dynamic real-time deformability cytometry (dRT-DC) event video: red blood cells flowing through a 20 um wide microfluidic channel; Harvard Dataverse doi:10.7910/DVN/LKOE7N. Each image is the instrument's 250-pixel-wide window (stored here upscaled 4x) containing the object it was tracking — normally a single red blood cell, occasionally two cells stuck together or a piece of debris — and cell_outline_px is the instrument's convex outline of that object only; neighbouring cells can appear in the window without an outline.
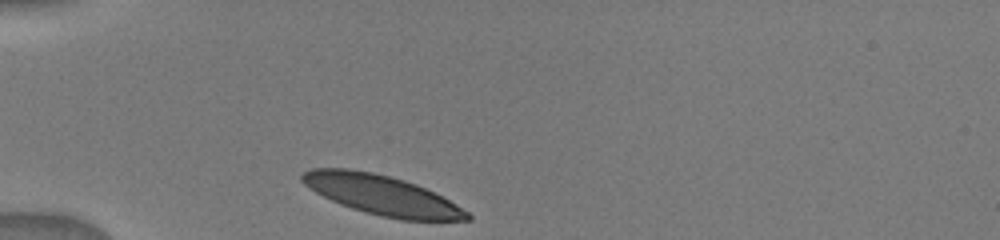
{"species": "human", "species_latin": "Homo sapiens", "temperature_condition": "warm", "stored_images_in_passage": 12, "camera_frame_rate_fps": 3000, "um_per_image_px": 0.085, "donor": {"sex": "male"}, "frame": {"image": 1, "passage_image": 1, "time_ms": 0.0, "image_size_px": [1000, 240], "cell_outline_px": [[472, 220], [400, 220], [380, 216], [352, 208], [340, 204], [308, 188], [300, 180], [300, 176], [304, 172], [312, 168], [348, 168], [372, 172], [404, 180], [416, 184], [456, 204], [468, 212], [472, 216]], "centroid_in_image_um": [32.43, 16.58], "position_along_channel_um": 52.6, "area_um2": 37.86}}
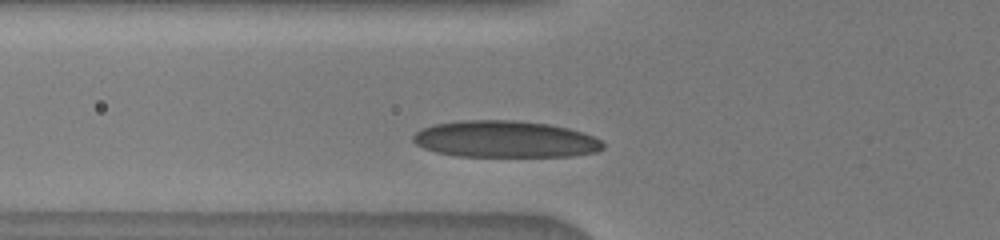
{"frame": {"image": 2, "passage_image": 4, "time_ms": 1.333, "image_size_px": [1000, 240], "cell_outline_px": [[604, 148], [596, 152], [572, 156], [456, 156], [436, 152], [424, 148], [416, 144], [412, 140], [412, 136], [420, 128], [436, 124], [460, 120], [512, 120], [548, 124], [568, 128], [584, 132], [600, 140], [604, 144]], "centroid_in_image_um": [42.92, 11.83], "position_along_channel_um": 82.9, "area_um2": 40.69}}
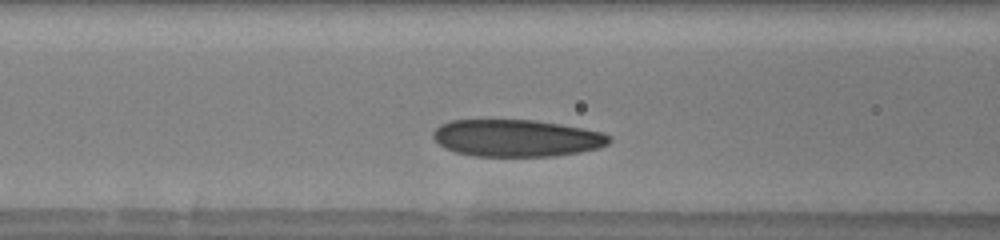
{"frame": {"image": 3, "passage_image": 6, "time_ms": 2.333, "image_size_px": [1000, 240], "cell_outline_px": [[612, 140], [608, 144], [600, 148], [580, 152], [556, 156], [472, 156], [456, 152], [444, 148], [432, 136], [432, 132], [440, 124], [452, 120], [532, 120], [560, 124], [600, 132], [612, 136]], "centroid_in_image_um": [43.91, 11.74], "position_along_channel_um": 122.7, "area_um2": 38.09}}